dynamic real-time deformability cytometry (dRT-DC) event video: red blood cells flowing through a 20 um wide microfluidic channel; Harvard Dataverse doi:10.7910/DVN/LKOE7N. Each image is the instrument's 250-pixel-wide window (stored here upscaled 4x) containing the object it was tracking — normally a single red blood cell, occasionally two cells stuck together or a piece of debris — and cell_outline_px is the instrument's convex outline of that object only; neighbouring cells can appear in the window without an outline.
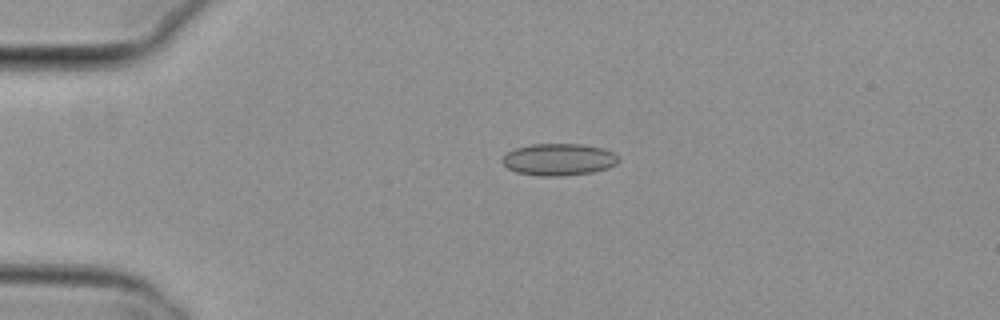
{"species": "common noctule bat (a hibernating species)", "species_latin": "Nyctalus noctula", "temperature_condition": "cold", "stored_images_in_passage": 4, "camera_frame_rate_fps": 3000, "um_per_image_px": 0.085, "animal": {"sex": "female", "body_mass_g": 29.2, "forearm_length_mm": 56.3}, "frame": {"image": 1, "passage_image": 3, "time_ms": 0.667, "image_size_px": [1000, 320], "cell_outline_px": [[620, 160], [616, 164], [608, 168], [592, 172], [560, 176], [540, 176], [516, 172], [508, 168], [500, 160], [508, 152], [516, 148], [532, 144], [580, 144], [604, 148], [612, 152]], "centroid_in_image_um": [47.49, 13.56], "position_along_channel_um": 37.5, "area_um2": 21.56}}